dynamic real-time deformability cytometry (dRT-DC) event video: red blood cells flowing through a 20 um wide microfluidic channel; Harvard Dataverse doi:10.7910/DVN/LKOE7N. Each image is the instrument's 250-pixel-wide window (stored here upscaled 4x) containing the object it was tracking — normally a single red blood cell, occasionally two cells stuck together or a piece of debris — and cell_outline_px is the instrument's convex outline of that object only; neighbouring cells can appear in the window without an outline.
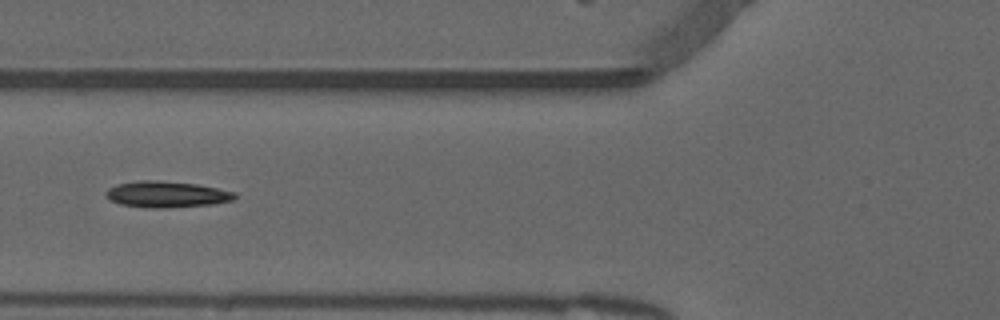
{"species": "common noctule bat (a hibernating species)", "species_latin": "Nyctalus noctula", "temperature_condition": "warm", "stored_images_in_passage": 39, "camera_frame_rate_fps": 3000, "um_per_image_px": 0.085, "animal": {"sex": "male", "forearm_length_mm": 52.5}, "frame": {"image": 1, "passage_image": 6, "time_ms": 1.667, "image_size_px": [1000, 320], "cell_outline_px": [[236, 200], [212, 204], [152, 208], [120, 204], [112, 200], [104, 192], [108, 188], [116, 184], [136, 180], [156, 180], [196, 184], [236, 192]], "centroid_in_image_um": [14.17, 16.5], "position_along_channel_um": 111.6, "area_um2": 19.48}, "authors_computed_cell_mechanics": {"area_um2": 18.8428, "velocity_mm_per_s": 3.8578, "shape_relaxation_time_tau1_ms": 8.1563, "shape_relaxation_time_tau2_ms": 3.6649, "deformation_change_tau1": 0.2248, "deformation_change_tau2": 0.1184}}